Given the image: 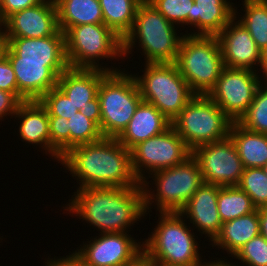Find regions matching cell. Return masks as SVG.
I'll use <instances>...</instances> for the list:
<instances>
[{
  "mask_svg": "<svg viewBox=\"0 0 267 266\" xmlns=\"http://www.w3.org/2000/svg\"><path fill=\"white\" fill-rule=\"evenodd\" d=\"M62 166L85 187H138L133 173L131 151L116 138L100 140L72 147L62 157Z\"/></svg>",
  "mask_w": 267,
  "mask_h": 266,
  "instance_id": "1",
  "label": "cell"
},
{
  "mask_svg": "<svg viewBox=\"0 0 267 266\" xmlns=\"http://www.w3.org/2000/svg\"><path fill=\"white\" fill-rule=\"evenodd\" d=\"M76 190L65 211L72 214L70 216L83 219L87 225H93L100 233H130L129 227L146 215L141 186L85 187Z\"/></svg>",
  "mask_w": 267,
  "mask_h": 266,
  "instance_id": "2",
  "label": "cell"
},
{
  "mask_svg": "<svg viewBox=\"0 0 267 266\" xmlns=\"http://www.w3.org/2000/svg\"><path fill=\"white\" fill-rule=\"evenodd\" d=\"M148 1L138 6L130 32L122 40L123 59L138 42L146 63H175L183 34ZM138 40V41H137Z\"/></svg>",
  "mask_w": 267,
  "mask_h": 266,
  "instance_id": "3",
  "label": "cell"
},
{
  "mask_svg": "<svg viewBox=\"0 0 267 266\" xmlns=\"http://www.w3.org/2000/svg\"><path fill=\"white\" fill-rule=\"evenodd\" d=\"M158 224L142 242L143 257L153 266H182L202 260L200 247L179 212H159ZM186 221V222H185Z\"/></svg>",
  "mask_w": 267,
  "mask_h": 266,
  "instance_id": "4",
  "label": "cell"
},
{
  "mask_svg": "<svg viewBox=\"0 0 267 266\" xmlns=\"http://www.w3.org/2000/svg\"><path fill=\"white\" fill-rule=\"evenodd\" d=\"M148 177L152 178L151 182L155 185L156 193L153 188H149ZM203 183L201 170L192 155L174 167L150 174L140 183L143 189L145 214H148L154 206H157L155 208L159 212H179Z\"/></svg>",
  "mask_w": 267,
  "mask_h": 266,
  "instance_id": "5",
  "label": "cell"
},
{
  "mask_svg": "<svg viewBox=\"0 0 267 266\" xmlns=\"http://www.w3.org/2000/svg\"><path fill=\"white\" fill-rule=\"evenodd\" d=\"M175 65L195 95H208L225 67L217 36L184 34Z\"/></svg>",
  "mask_w": 267,
  "mask_h": 266,
  "instance_id": "6",
  "label": "cell"
},
{
  "mask_svg": "<svg viewBox=\"0 0 267 266\" xmlns=\"http://www.w3.org/2000/svg\"><path fill=\"white\" fill-rule=\"evenodd\" d=\"M65 54L71 68L117 72V67L101 66L100 60L123 59L122 39L103 23L70 27L65 32Z\"/></svg>",
  "mask_w": 267,
  "mask_h": 266,
  "instance_id": "7",
  "label": "cell"
},
{
  "mask_svg": "<svg viewBox=\"0 0 267 266\" xmlns=\"http://www.w3.org/2000/svg\"><path fill=\"white\" fill-rule=\"evenodd\" d=\"M142 72L141 76L133 74L142 100L154 105L172 122L195 94L175 63H145Z\"/></svg>",
  "mask_w": 267,
  "mask_h": 266,
  "instance_id": "8",
  "label": "cell"
},
{
  "mask_svg": "<svg viewBox=\"0 0 267 266\" xmlns=\"http://www.w3.org/2000/svg\"><path fill=\"white\" fill-rule=\"evenodd\" d=\"M97 96L101 108L100 132L103 137L117 138L142 101L133 74L121 69L109 72L101 80Z\"/></svg>",
  "mask_w": 267,
  "mask_h": 266,
  "instance_id": "9",
  "label": "cell"
},
{
  "mask_svg": "<svg viewBox=\"0 0 267 266\" xmlns=\"http://www.w3.org/2000/svg\"><path fill=\"white\" fill-rule=\"evenodd\" d=\"M232 123L207 95H195L171 125L192 151L228 137Z\"/></svg>",
  "mask_w": 267,
  "mask_h": 266,
  "instance_id": "10",
  "label": "cell"
},
{
  "mask_svg": "<svg viewBox=\"0 0 267 266\" xmlns=\"http://www.w3.org/2000/svg\"><path fill=\"white\" fill-rule=\"evenodd\" d=\"M130 151L133 173L140 183L147 178V173L149 175L174 167L192 155V151L172 125L163 133L134 146Z\"/></svg>",
  "mask_w": 267,
  "mask_h": 266,
  "instance_id": "11",
  "label": "cell"
},
{
  "mask_svg": "<svg viewBox=\"0 0 267 266\" xmlns=\"http://www.w3.org/2000/svg\"><path fill=\"white\" fill-rule=\"evenodd\" d=\"M129 233H100L72 252L83 266H130L143 256V245Z\"/></svg>",
  "mask_w": 267,
  "mask_h": 266,
  "instance_id": "12",
  "label": "cell"
},
{
  "mask_svg": "<svg viewBox=\"0 0 267 266\" xmlns=\"http://www.w3.org/2000/svg\"><path fill=\"white\" fill-rule=\"evenodd\" d=\"M257 71L224 67L208 97L233 121L249 108L259 85Z\"/></svg>",
  "mask_w": 267,
  "mask_h": 266,
  "instance_id": "13",
  "label": "cell"
},
{
  "mask_svg": "<svg viewBox=\"0 0 267 266\" xmlns=\"http://www.w3.org/2000/svg\"><path fill=\"white\" fill-rule=\"evenodd\" d=\"M204 183L237 186L243 174V164L230 136L204 144L192 150Z\"/></svg>",
  "mask_w": 267,
  "mask_h": 266,
  "instance_id": "14",
  "label": "cell"
},
{
  "mask_svg": "<svg viewBox=\"0 0 267 266\" xmlns=\"http://www.w3.org/2000/svg\"><path fill=\"white\" fill-rule=\"evenodd\" d=\"M13 66L19 101L39 100L57 86L59 76L69 67L67 62H19V57H7Z\"/></svg>",
  "mask_w": 267,
  "mask_h": 266,
  "instance_id": "15",
  "label": "cell"
},
{
  "mask_svg": "<svg viewBox=\"0 0 267 266\" xmlns=\"http://www.w3.org/2000/svg\"><path fill=\"white\" fill-rule=\"evenodd\" d=\"M0 26L5 37L53 36L59 30L56 3L54 0H43L33 7L12 14Z\"/></svg>",
  "mask_w": 267,
  "mask_h": 266,
  "instance_id": "16",
  "label": "cell"
},
{
  "mask_svg": "<svg viewBox=\"0 0 267 266\" xmlns=\"http://www.w3.org/2000/svg\"><path fill=\"white\" fill-rule=\"evenodd\" d=\"M217 38L226 67L258 71L257 74H259L260 49L248 30L235 17L217 35Z\"/></svg>",
  "mask_w": 267,
  "mask_h": 266,
  "instance_id": "17",
  "label": "cell"
},
{
  "mask_svg": "<svg viewBox=\"0 0 267 266\" xmlns=\"http://www.w3.org/2000/svg\"><path fill=\"white\" fill-rule=\"evenodd\" d=\"M221 186L203 183L185 206L179 211L183 218L193 224L201 234L207 235L211 243L220 233L222 221L217 208V197Z\"/></svg>",
  "mask_w": 267,
  "mask_h": 266,
  "instance_id": "18",
  "label": "cell"
},
{
  "mask_svg": "<svg viewBox=\"0 0 267 266\" xmlns=\"http://www.w3.org/2000/svg\"><path fill=\"white\" fill-rule=\"evenodd\" d=\"M7 57H19V62H67L65 33L60 29L50 37H6Z\"/></svg>",
  "mask_w": 267,
  "mask_h": 266,
  "instance_id": "19",
  "label": "cell"
},
{
  "mask_svg": "<svg viewBox=\"0 0 267 266\" xmlns=\"http://www.w3.org/2000/svg\"><path fill=\"white\" fill-rule=\"evenodd\" d=\"M14 117L20 119L18 132L22 141L38 145L59 163L62 156L50 145L49 116L39 100L21 102Z\"/></svg>",
  "mask_w": 267,
  "mask_h": 266,
  "instance_id": "20",
  "label": "cell"
},
{
  "mask_svg": "<svg viewBox=\"0 0 267 266\" xmlns=\"http://www.w3.org/2000/svg\"><path fill=\"white\" fill-rule=\"evenodd\" d=\"M170 126L171 121L154 105L142 100L128 125L116 139L131 150L139 143L163 133Z\"/></svg>",
  "mask_w": 267,
  "mask_h": 266,
  "instance_id": "21",
  "label": "cell"
},
{
  "mask_svg": "<svg viewBox=\"0 0 267 266\" xmlns=\"http://www.w3.org/2000/svg\"><path fill=\"white\" fill-rule=\"evenodd\" d=\"M108 73L101 69L68 67L59 76L57 86L80 110L90 105V101L97 96L100 82Z\"/></svg>",
  "mask_w": 267,
  "mask_h": 266,
  "instance_id": "22",
  "label": "cell"
},
{
  "mask_svg": "<svg viewBox=\"0 0 267 266\" xmlns=\"http://www.w3.org/2000/svg\"><path fill=\"white\" fill-rule=\"evenodd\" d=\"M233 7L230 0H194L192 27L197 30L186 35L217 36L234 18Z\"/></svg>",
  "mask_w": 267,
  "mask_h": 266,
  "instance_id": "23",
  "label": "cell"
},
{
  "mask_svg": "<svg viewBox=\"0 0 267 266\" xmlns=\"http://www.w3.org/2000/svg\"><path fill=\"white\" fill-rule=\"evenodd\" d=\"M260 234L259 209L224 222L220 233L211 242L212 247H218L234 256L247 242Z\"/></svg>",
  "mask_w": 267,
  "mask_h": 266,
  "instance_id": "24",
  "label": "cell"
},
{
  "mask_svg": "<svg viewBox=\"0 0 267 266\" xmlns=\"http://www.w3.org/2000/svg\"><path fill=\"white\" fill-rule=\"evenodd\" d=\"M229 136L244 168H263L267 164V134L248 130L233 122Z\"/></svg>",
  "mask_w": 267,
  "mask_h": 266,
  "instance_id": "25",
  "label": "cell"
},
{
  "mask_svg": "<svg viewBox=\"0 0 267 266\" xmlns=\"http://www.w3.org/2000/svg\"><path fill=\"white\" fill-rule=\"evenodd\" d=\"M58 26L65 33L70 27L82 24H101L103 15L99 0H54Z\"/></svg>",
  "mask_w": 267,
  "mask_h": 266,
  "instance_id": "26",
  "label": "cell"
},
{
  "mask_svg": "<svg viewBox=\"0 0 267 266\" xmlns=\"http://www.w3.org/2000/svg\"><path fill=\"white\" fill-rule=\"evenodd\" d=\"M143 0H99L103 24L122 40L132 29L138 6Z\"/></svg>",
  "mask_w": 267,
  "mask_h": 266,
  "instance_id": "27",
  "label": "cell"
},
{
  "mask_svg": "<svg viewBox=\"0 0 267 266\" xmlns=\"http://www.w3.org/2000/svg\"><path fill=\"white\" fill-rule=\"evenodd\" d=\"M242 2L244 7L242 11L245 13L242 14L243 16L238 15L240 13L237 12V7H234V17L248 30L261 50L267 46V0H244ZM239 16L242 17L239 18Z\"/></svg>",
  "mask_w": 267,
  "mask_h": 266,
  "instance_id": "28",
  "label": "cell"
},
{
  "mask_svg": "<svg viewBox=\"0 0 267 266\" xmlns=\"http://www.w3.org/2000/svg\"><path fill=\"white\" fill-rule=\"evenodd\" d=\"M217 208L222 223L254 212L251 197L238 186H222L217 197Z\"/></svg>",
  "mask_w": 267,
  "mask_h": 266,
  "instance_id": "29",
  "label": "cell"
},
{
  "mask_svg": "<svg viewBox=\"0 0 267 266\" xmlns=\"http://www.w3.org/2000/svg\"><path fill=\"white\" fill-rule=\"evenodd\" d=\"M237 123L248 130L267 134V83L259 85L249 108Z\"/></svg>",
  "mask_w": 267,
  "mask_h": 266,
  "instance_id": "30",
  "label": "cell"
},
{
  "mask_svg": "<svg viewBox=\"0 0 267 266\" xmlns=\"http://www.w3.org/2000/svg\"><path fill=\"white\" fill-rule=\"evenodd\" d=\"M237 186L251 197L257 209L267 207V175L263 168H244Z\"/></svg>",
  "mask_w": 267,
  "mask_h": 266,
  "instance_id": "31",
  "label": "cell"
},
{
  "mask_svg": "<svg viewBox=\"0 0 267 266\" xmlns=\"http://www.w3.org/2000/svg\"><path fill=\"white\" fill-rule=\"evenodd\" d=\"M163 17L177 27L192 26L194 0H148ZM186 24V25H185Z\"/></svg>",
  "mask_w": 267,
  "mask_h": 266,
  "instance_id": "32",
  "label": "cell"
},
{
  "mask_svg": "<svg viewBox=\"0 0 267 266\" xmlns=\"http://www.w3.org/2000/svg\"><path fill=\"white\" fill-rule=\"evenodd\" d=\"M68 128L70 129V149L77 145L98 141L103 137L99 127L80 111L68 119Z\"/></svg>",
  "mask_w": 267,
  "mask_h": 266,
  "instance_id": "33",
  "label": "cell"
},
{
  "mask_svg": "<svg viewBox=\"0 0 267 266\" xmlns=\"http://www.w3.org/2000/svg\"><path fill=\"white\" fill-rule=\"evenodd\" d=\"M39 102L47 110L48 116H60L69 119L79 111L58 86L44 94Z\"/></svg>",
  "mask_w": 267,
  "mask_h": 266,
  "instance_id": "34",
  "label": "cell"
},
{
  "mask_svg": "<svg viewBox=\"0 0 267 266\" xmlns=\"http://www.w3.org/2000/svg\"><path fill=\"white\" fill-rule=\"evenodd\" d=\"M244 266H267V240L259 234L247 242L234 256Z\"/></svg>",
  "mask_w": 267,
  "mask_h": 266,
  "instance_id": "35",
  "label": "cell"
},
{
  "mask_svg": "<svg viewBox=\"0 0 267 266\" xmlns=\"http://www.w3.org/2000/svg\"><path fill=\"white\" fill-rule=\"evenodd\" d=\"M50 145L63 156L70 150V129L68 119L60 116H49Z\"/></svg>",
  "mask_w": 267,
  "mask_h": 266,
  "instance_id": "36",
  "label": "cell"
},
{
  "mask_svg": "<svg viewBox=\"0 0 267 266\" xmlns=\"http://www.w3.org/2000/svg\"><path fill=\"white\" fill-rule=\"evenodd\" d=\"M0 90L12 93L19 100L15 72L6 55L0 58Z\"/></svg>",
  "mask_w": 267,
  "mask_h": 266,
  "instance_id": "37",
  "label": "cell"
},
{
  "mask_svg": "<svg viewBox=\"0 0 267 266\" xmlns=\"http://www.w3.org/2000/svg\"><path fill=\"white\" fill-rule=\"evenodd\" d=\"M43 0H0V25L12 14L33 7Z\"/></svg>",
  "mask_w": 267,
  "mask_h": 266,
  "instance_id": "38",
  "label": "cell"
},
{
  "mask_svg": "<svg viewBox=\"0 0 267 266\" xmlns=\"http://www.w3.org/2000/svg\"><path fill=\"white\" fill-rule=\"evenodd\" d=\"M20 103L12 93L0 90V120L4 121L7 115L13 118Z\"/></svg>",
  "mask_w": 267,
  "mask_h": 266,
  "instance_id": "39",
  "label": "cell"
},
{
  "mask_svg": "<svg viewBox=\"0 0 267 266\" xmlns=\"http://www.w3.org/2000/svg\"><path fill=\"white\" fill-rule=\"evenodd\" d=\"M79 111L100 128L101 108L98 96L90 101V105L81 108Z\"/></svg>",
  "mask_w": 267,
  "mask_h": 266,
  "instance_id": "40",
  "label": "cell"
},
{
  "mask_svg": "<svg viewBox=\"0 0 267 266\" xmlns=\"http://www.w3.org/2000/svg\"><path fill=\"white\" fill-rule=\"evenodd\" d=\"M46 266H83L82 262L73 254L69 253L66 257H60L57 259L49 258L45 262ZM43 265V266H45Z\"/></svg>",
  "mask_w": 267,
  "mask_h": 266,
  "instance_id": "41",
  "label": "cell"
},
{
  "mask_svg": "<svg viewBox=\"0 0 267 266\" xmlns=\"http://www.w3.org/2000/svg\"><path fill=\"white\" fill-rule=\"evenodd\" d=\"M259 70L262 72L263 75L260 78L261 83H267V46L260 50V65ZM263 80V81H262Z\"/></svg>",
  "mask_w": 267,
  "mask_h": 266,
  "instance_id": "42",
  "label": "cell"
},
{
  "mask_svg": "<svg viewBox=\"0 0 267 266\" xmlns=\"http://www.w3.org/2000/svg\"><path fill=\"white\" fill-rule=\"evenodd\" d=\"M260 234L267 240V207L259 208Z\"/></svg>",
  "mask_w": 267,
  "mask_h": 266,
  "instance_id": "43",
  "label": "cell"
},
{
  "mask_svg": "<svg viewBox=\"0 0 267 266\" xmlns=\"http://www.w3.org/2000/svg\"><path fill=\"white\" fill-rule=\"evenodd\" d=\"M6 47H7V39L5 37L4 31L0 26V58L5 55Z\"/></svg>",
  "mask_w": 267,
  "mask_h": 266,
  "instance_id": "44",
  "label": "cell"
},
{
  "mask_svg": "<svg viewBox=\"0 0 267 266\" xmlns=\"http://www.w3.org/2000/svg\"><path fill=\"white\" fill-rule=\"evenodd\" d=\"M227 259H218V260H213V266H240V265H238L237 264V261H235V262H231V261H226ZM237 264V265H236ZM242 266V265H241Z\"/></svg>",
  "mask_w": 267,
  "mask_h": 266,
  "instance_id": "45",
  "label": "cell"
},
{
  "mask_svg": "<svg viewBox=\"0 0 267 266\" xmlns=\"http://www.w3.org/2000/svg\"><path fill=\"white\" fill-rule=\"evenodd\" d=\"M182 266H213V261L205 262L203 259L197 263L190 264V265H182Z\"/></svg>",
  "mask_w": 267,
  "mask_h": 266,
  "instance_id": "46",
  "label": "cell"
},
{
  "mask_svg": "<svg viewBox=\"0 0 267 266\" xmlns=\"http://www.w3.org/2000/svg\"><path fill=\"white\" fill-rule=\"evenodd\" d=\"M148 262L147 260L142 256L138 261H136L134 264L130 266H147Z\"/></svg>",
  "mask_w": 267,
  "mask_h": 266,
  "instance_id": "47",
  "label": "cell"
},
{
  "mask_svg": "<svg viewBox=\"0 0 267 266\" xmlns=\"http://www.w3.org/2000/svg\"><path fill=\"white\" fill-rule=\"evenodd\" d=\"M263 169H264V171H265V173L267 175V164L263 167Z\"/></svg>",
  "mask_w": 267,
  "mask_h": 266,
  "instance_id": "48",
  "label": "cell"
}]
</instances>
